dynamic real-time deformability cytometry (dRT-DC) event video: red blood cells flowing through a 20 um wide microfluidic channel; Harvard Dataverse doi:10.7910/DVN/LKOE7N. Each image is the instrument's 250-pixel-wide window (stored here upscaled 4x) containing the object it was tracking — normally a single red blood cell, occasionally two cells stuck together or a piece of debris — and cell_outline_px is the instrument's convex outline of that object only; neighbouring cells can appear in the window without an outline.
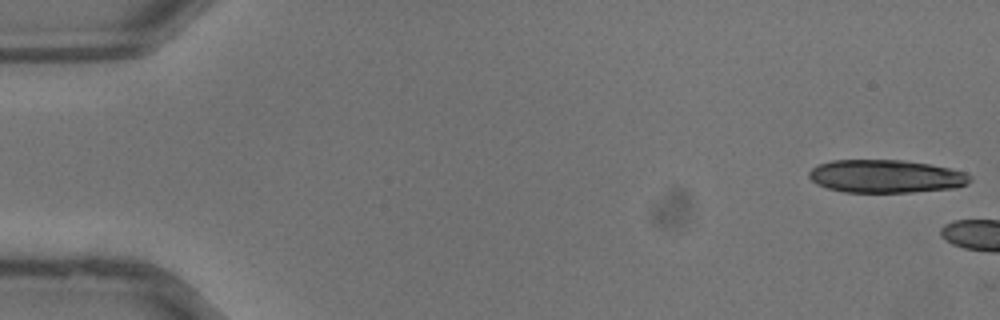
{"species": "common noctule bat (a hibernating species)", "species_latin": "Nyctalus noctula", "temperature_condition": "warm", "stored_images_in_passage": 4, "camera_frame_rate_fps": 3000, "um_per_image_px": 0.085, "animal": {"sex": "male", "body_mass_g": 13.3}, "frame": {"image": 1, "passage_image": 1, "time_ms": 0.0, "image_size_px": [1000, 320], "cell_outline_px": [[972, 180], [968, 184], [956, 188], [912, 192], [844, 192], [828, 188], [816, 184], [808, 176], [808, 172], [812, 168], [820, 164], [832, 160], [904, 160], [928, 164], [948, 168], [964, 172], [972, 176]], "centroid_in_image_um": [75.31, 14.99], "position_along_channel_um": 9.7, "area_um2": 31.04}}